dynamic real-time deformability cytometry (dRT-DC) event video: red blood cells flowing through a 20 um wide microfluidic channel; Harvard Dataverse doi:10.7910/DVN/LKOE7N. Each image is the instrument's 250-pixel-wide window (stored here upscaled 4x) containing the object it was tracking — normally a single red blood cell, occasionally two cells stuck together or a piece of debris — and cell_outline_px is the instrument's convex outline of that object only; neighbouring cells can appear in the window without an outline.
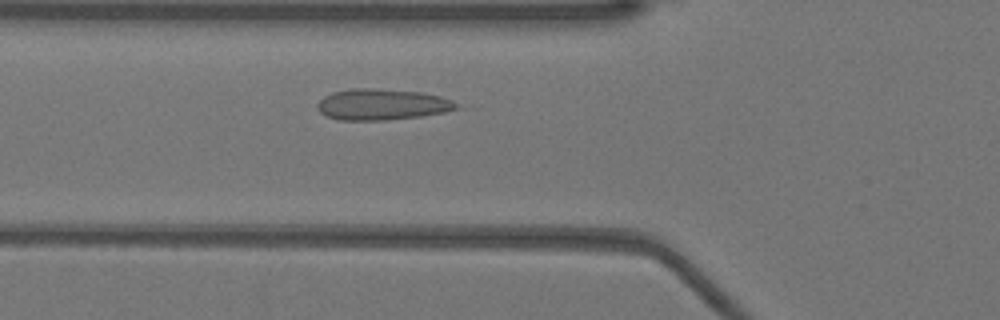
{"species": "Egyptian fruit bat (a non-hibernating species)", "species_latin": "Rousettus aegyptiacus", "temperature_condition": "warm", "stored_images_in_passage": 35, "camera_frame_rate_fps": 3000, "um_per_image_px": 0.085, "animal": {"sex": "female"}, "frame": {"image": 1, "passage_image": 10, "time_ms": 3.0, "image_size_px": [1000, 320], "cell_outline_px": [[456, 108], [444, 112], [420, 116], [384, 120], [336, 120], [320, 112], [316, 108], [316, 104], [324, 96], [332, 92], [352, 88], [368, 88], [420, 92], [440, 96], [452, 100], [456, 104]], "centroid_in_image_um": [32.4, 8.88], "position_along_channel_um": 93.4, "area_um2": 24.97}}
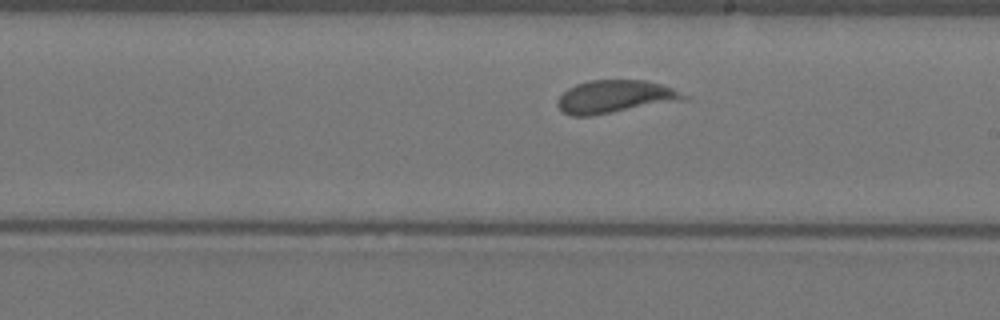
{"frame": {"image": 2, "passage_image": 21, "time_ms": 6.667, "image_size_px": [1000, 320], "cell_outline_px": [[692, 96], [684, 100], [592, 116], [572, 116], [564, 112], [556, 104], [556, 100], [568, 88], [576, 84], [588, 80], [648, 80], [672, 88]], "centroid_in_image_um": [52.29, 8.21], "position_along_channel_um": 236.7, "area_um2": 24.28}}
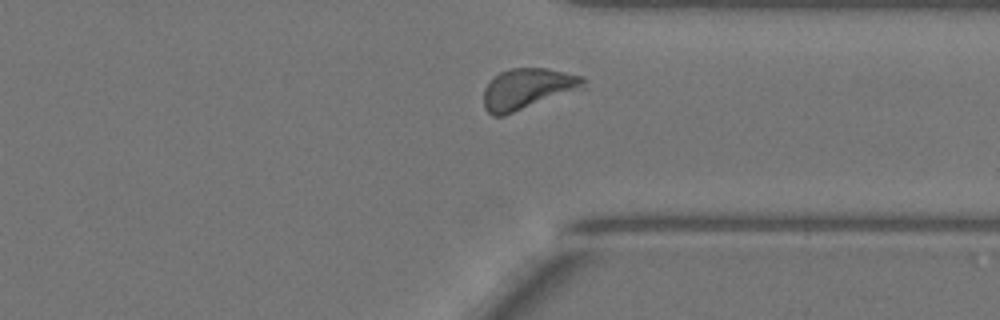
{"frame": {"image": 3, "passage_image": 31, "time_ms": 10.0, "image_size_px": [1000, 320], "cell_outline_px": [[584, 88], [504, 116], [492, 116], [484, 108], [484, 88], [500, 72], [512, 68], [544, 68], [584, 76]], "centroid_in_image_um": [44.84, 7.56], "position_along_channel_um": 366.6, "area_um2": 23.64}}